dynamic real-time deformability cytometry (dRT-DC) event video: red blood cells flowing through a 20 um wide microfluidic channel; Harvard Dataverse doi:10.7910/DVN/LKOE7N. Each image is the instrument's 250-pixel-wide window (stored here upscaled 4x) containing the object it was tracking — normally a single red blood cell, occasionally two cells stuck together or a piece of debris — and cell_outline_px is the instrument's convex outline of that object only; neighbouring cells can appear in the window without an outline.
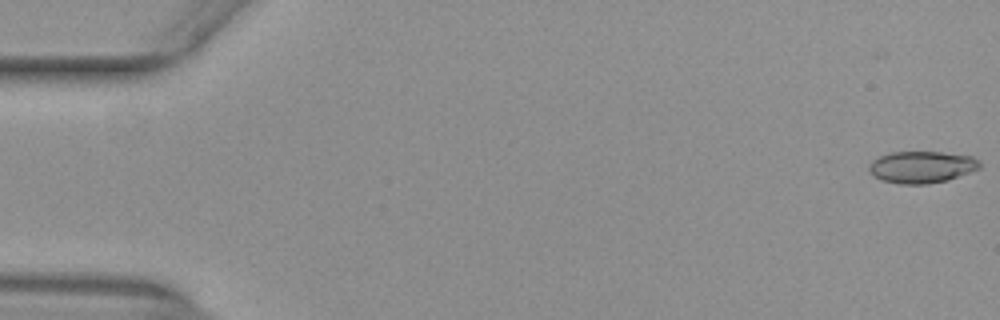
{"species": "common noctule bat (a hibernating species)", "species_latin": "Nyctalus noctula", "temperature_condition": "warm", "stored_images_in_passage": 53, "camera_frame_rate_fps": 3000, "um_per_image_px": 0.085, "animal": {"sex": "female", "body_mass_g": 29.2, "forearm_length_mm": 56.3}, "frame": {"image": 1, "passage_image": 1, "time_ms": 0.0, "image_size_px": [1000, 320], "cell_outline_px": [[980, 168], [948, 180], [928, 184], [900, 184], [880, 180], [872, 176], [868, 172], [868, 164], [872, 160], [888, 152], [944, 152], [972, 156], [980, 160]], "centroid_in_image_um": [78.3, 14.2], "position_along_channel_um": 6.7, "area_um2": 20.87}}
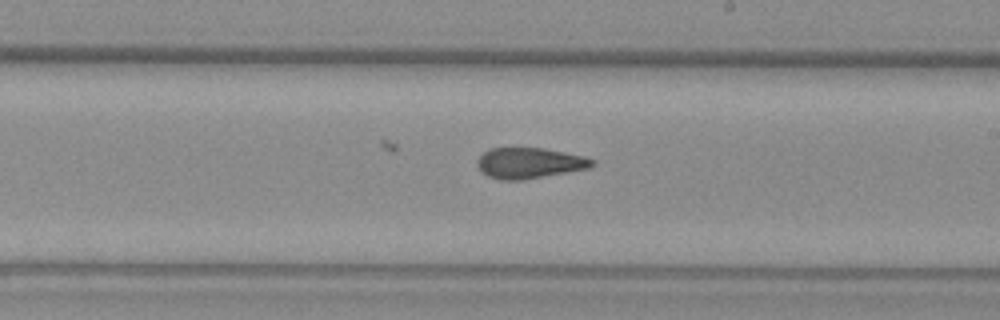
{"frame": {"image": 2, "passage_image": 31, "time_ms": 10.0, "image_size_px": [1000, 320], "cell_outline_px": [[596, 164], [592, 168], [524, 180], [500, 180], [488, 176], [480, 172], [476, 164], [476, 160], [488, 148], [544, 148], [584, 156], [596, 160]], "centroid_in_image_um": [45.02, 13.87], "position_along_channel_um": 244.0, "area_um2": 20.98}}
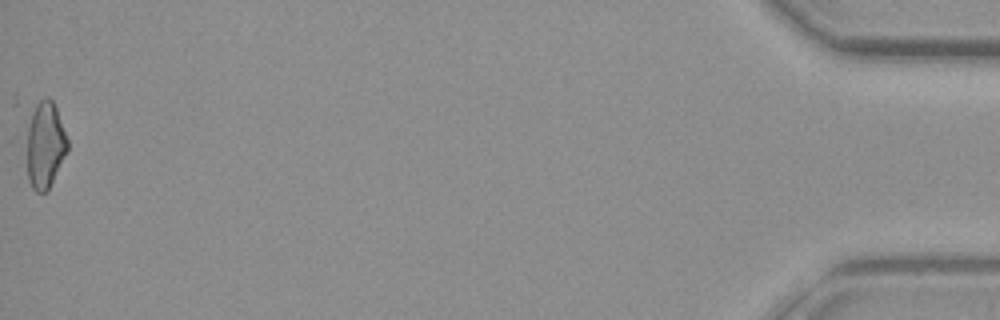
{"frame": {"image": 3, "passage_image": 53, "time_ms": 17.333, "image_size_px": [1000, 320], "cell_outline_px": [[68, 152], [48, 188], [44, 192], [36, 192], [32, 188], [28, 180], [20, 140], [32, 104], [48, 96], [52, 100], [56, 108], [68, 140]], "centroid_in_image_um": [3.69, 12.26], "position_along_channel_um": 431.5, "area_um2": 22.48}, "authors_computed_cell_mechanics": {"area_um2": 20.9814, "velocity_mm_per_s": 3.9785, "shape_relaxation_time_tau1_ms": null, "shape_relaxation_time_tau2_ms": 2.5389, "deformation_change_tau1": null, "deformation_change_tau2": 0.0934}}